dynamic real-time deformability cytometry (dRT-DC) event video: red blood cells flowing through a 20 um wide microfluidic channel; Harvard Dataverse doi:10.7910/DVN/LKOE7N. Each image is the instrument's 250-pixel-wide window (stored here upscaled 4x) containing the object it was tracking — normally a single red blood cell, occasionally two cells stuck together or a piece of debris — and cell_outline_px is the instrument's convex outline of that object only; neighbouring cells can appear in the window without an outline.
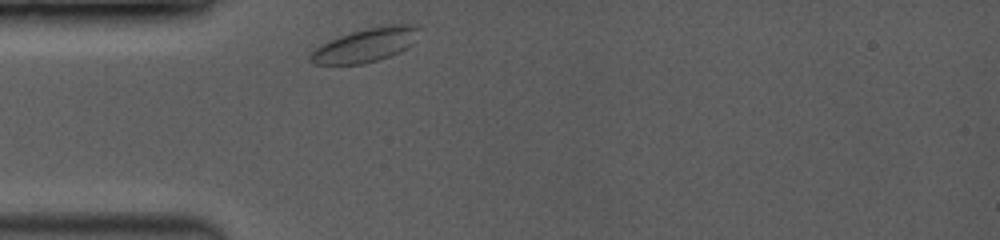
{"species": "common noctule bat (a hibernating species)", "species_latin": "Nyctalus noctula", "temperature_condition": "room temperature", "stored_images_in_passage": 35, "camera_frame_rate_fps": 3500, "um_per_image_px": 0.085, "animal": {"sex": "female", "body_mass_g": 19.0, "forearm_length_mm": 53.3}, "frame": {"image": 1, "passage_image": 1, "time_ms": 0.0, "image_size_px": [1000, 240], "cell_outline_px": [[420, 28], [412, 44], [408, 48], [388, 56], [364, 64], [312, 64], [308, 60], [308, 56], [320, 44], [328, 40], [352, 32], [368, 28], [388, 24], [420, 24]], "centroid_in_image_um": [31.06, 3.82], "position_along_channel_um": 53.9, "area_um2": 21.39}}
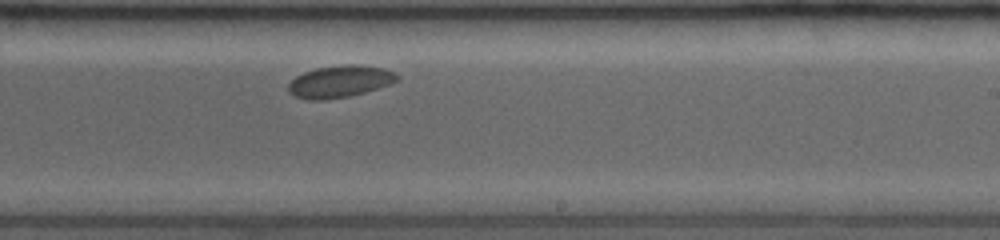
{"frame": {"image": 2, "passage_image": 21, "time_ms": 5.714, "image_size_px": [1000, 240], "cell_outline_px": [[400, 76], [396, 80], [388, 84], [364, 92], [348, 96], [324, 100], [308, 100], [296, 96], [288, 92], [288, 84], [296, 76], [304, 72], [316, 68], [344, 64], [360, 64], [384, 68], [396, 72]], "centroid_in_image_um": [28.87, 6.91], "position_along_channel_um": 260.1, "area_um2": 20.23}}
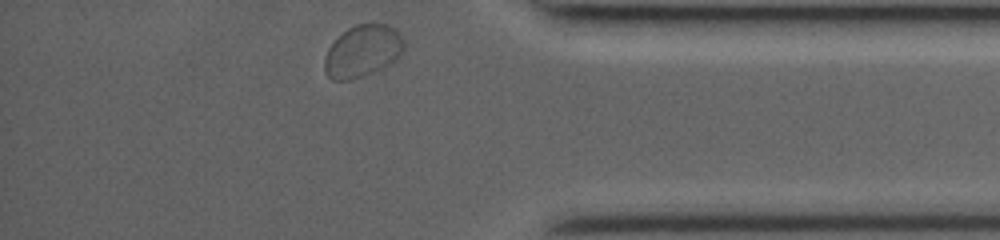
{"frame": {"image": 3, "passage_image": 35, "time_ms": 9.714, "image_size_px": [1000, 240], "cell_outline_px": [[404, 52], [396, 60], [384, 68], [348, 80], [332, 80], [328, 76], [324, 68], [324, 60], [328, 48], [348, 28], [356, 24], [388, 24], [404, 40]], "centroid_in_image_um": [30.84, 4.35], "position_along_channel_um": 404.4, "area_um2": 23.81}}